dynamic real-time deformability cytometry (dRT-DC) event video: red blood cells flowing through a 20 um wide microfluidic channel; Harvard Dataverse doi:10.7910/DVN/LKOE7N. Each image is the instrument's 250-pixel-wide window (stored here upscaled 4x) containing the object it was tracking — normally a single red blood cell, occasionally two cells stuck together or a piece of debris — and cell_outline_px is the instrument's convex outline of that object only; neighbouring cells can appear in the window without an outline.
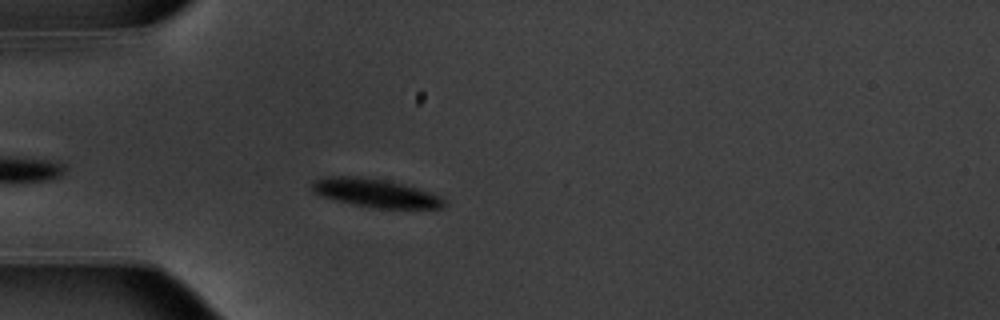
{"species": "common noctule bat (a hibernating species)", "species_latin": "Nyctalus noctula", "temperature_condition": "warm", "stored_images_in_passage": 41, "camera_frame_rate_fps": 3000, "um_per_image_px": 0.085, "animal": {"sex": "male", "body_mass_g": 20.1, "forearm_length_mm": 53.5}, "frame": {"image": 1, "passage_image": 5, "time_ms": 1.333, "image_size_px": [1000, 320], "cell_outline_px": [[448, 204], [440, 208], [372, 208], [352, 204], [320, 196], [312, 192], [312, 180], [324, 176], [356, 176], [384, 180], [416, 188], [440, 196]], "centroid_in_image_um": [31.84, 16.41], "position_along_channel_um": 53.2, "area_um2": 21.79}}
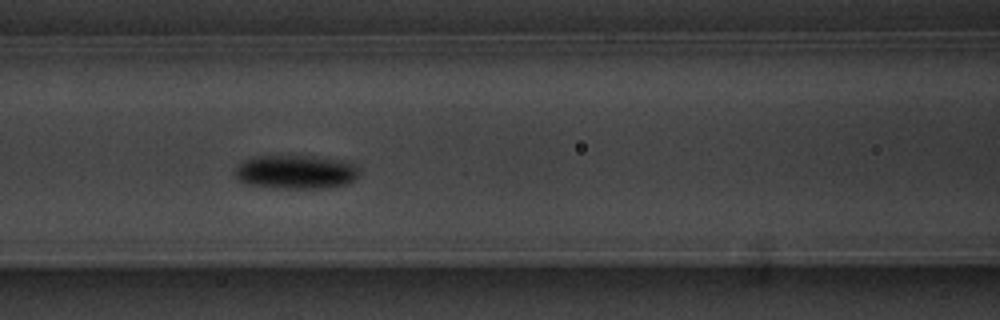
{"frame": {"image": 2, "passage_image": 13, "time_ms": 4.0, "image_size_px": [1000, 320], "cell_outline_px": [[360, 172], [352, 180], [344, 184], [328, 188], [276, 188], [248, 184], [240, 180], [236, 176], [236, 168], [244, 160], [252, 156], [312, 156], [344, 160], [352, 164]], "centroid_in_image_um": [25.13, 14.61], "position_along_channel_um": 141.5, "area_um2": 24.28}}
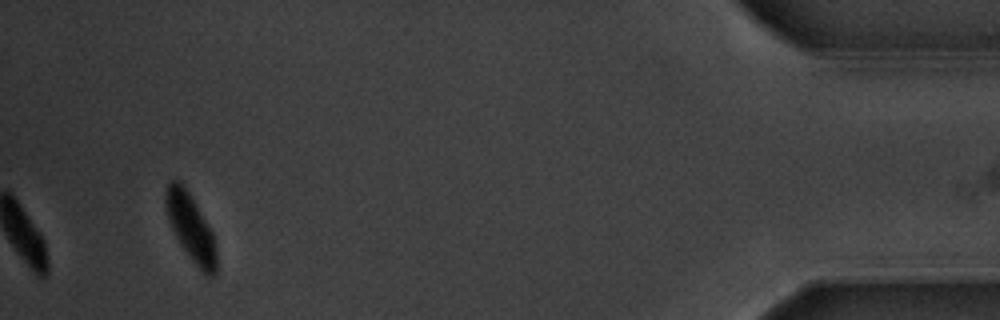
{"frame": {"image": 3, "passage_image": 41, "time_ms": 13.333, "image_size_px": [1000, 320], "cell_outline_px": [[216, 276], [208, 276], [192, 260], [180, 244], [168, 220], [164, 204], [164, 192], [168, 180], [180, 180], [196, 204], [212, 232], [216, 240]], "centroid_in_image_um": [16.19, 19.29], "position_along_channel_um": 419.0, "area_um2": 19.83}, "authors_computed_cell_mechanics": {"area_um2": 20.6924, "velocity_mm_per_s": 3.7136, "shape_relaxation_time_tau1_ms": 1.7388, "shape_relaxation_time_tau2_ms": null, "deformation_change_tau1": 0.1883, "deformation_change_tau2": null}}